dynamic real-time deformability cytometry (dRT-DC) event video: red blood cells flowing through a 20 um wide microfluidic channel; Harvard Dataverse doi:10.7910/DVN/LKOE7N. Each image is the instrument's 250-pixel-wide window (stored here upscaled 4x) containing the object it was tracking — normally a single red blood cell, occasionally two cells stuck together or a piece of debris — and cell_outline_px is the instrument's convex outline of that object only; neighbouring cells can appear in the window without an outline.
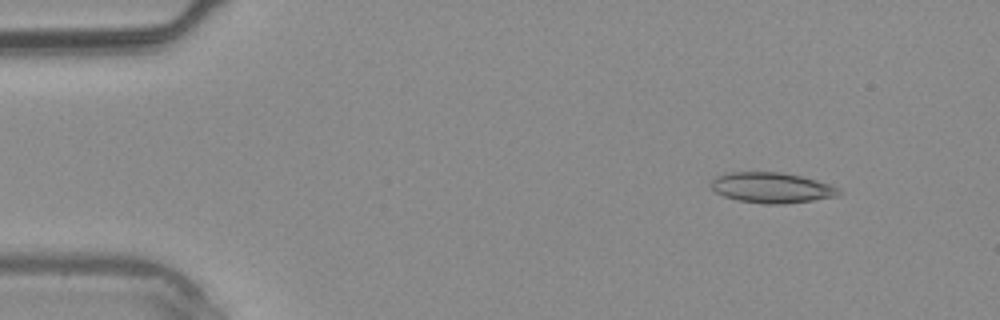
{"species": "common noctule bat (a hibernating species)", "species_latin": "Nyctalus noctula", "temperature_condition": "warm", "stored_images_in_passage": 2, "camera_frame_rate_fps": 3000, "um_per_image_px": 0.085, "animal": {"sex": "male", "body_mass_g": 20.4}, "frame": {"image": 1, "passage_image": 1, "time_ms": 0.0, "image_size_px": [1000, 320], "cell_outline_px": [[840, 196], [784, 204], [764, 204], [740, 200], [724, 196], [716, 192], [708, 184], [716, 176], [724, 172], [780, 172], [800, 176], [816, 180], [828, 184], [836, 188], [840, 192]], "centroid_in_image_um": [65.54, 15.95], "position_along_channel_um": 19.5, "area_um2": 22.6}}